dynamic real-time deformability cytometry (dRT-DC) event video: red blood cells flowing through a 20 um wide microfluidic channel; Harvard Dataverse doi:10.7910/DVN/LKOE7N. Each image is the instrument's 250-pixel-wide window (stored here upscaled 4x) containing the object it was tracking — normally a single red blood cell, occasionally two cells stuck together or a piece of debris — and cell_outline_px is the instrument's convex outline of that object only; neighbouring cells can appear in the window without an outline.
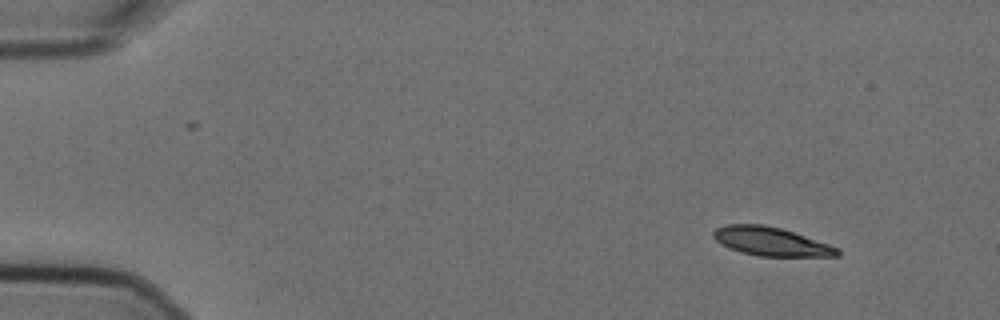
{"species": "Egyptian fruit bat (a non-hibernating species)", "species_latin": "Rousettus aegyptiacus", "temperature_condition": "cold", "stored_images_in_passage": 4, "camera_frame_rate_fps": 3000, "um_per_image_px": 0.085, "animal": {"sex": "female"}, "frame": {"image": 1, "passage_image": 1, "time_ms": 0.0, "image_size_px": [1000, 320], "cell_outline_px": [[840, 256], [760, 256], [740, 252], [728, 248], [720, 244], [712, 236], [712, 232], [716, 228], [728, 224], [764, 224], [780, 228], [840, 248]], "centroid_in_image_um": [65.5, 20.53], "position_along_channel_um": 19.5, "area_um2": 20.63}}
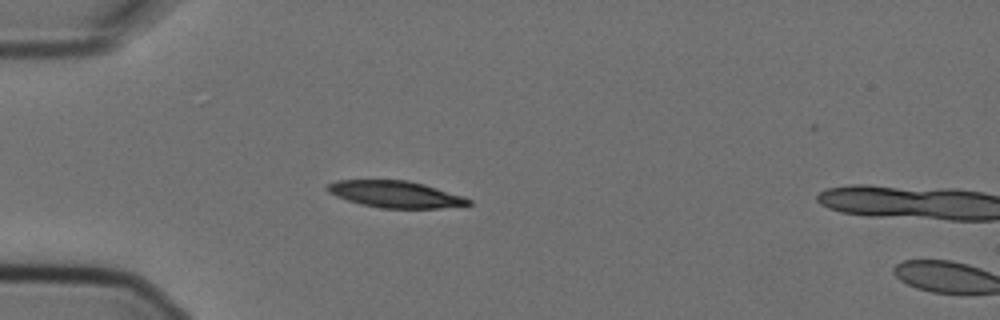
{"frame": {"image": 2, "passage_image": 3, "time_ms": 0.667, "image_size_px": [1000, 320], "cell_outline_px": [[472, 204], [440, 208], [380, 208], [360, 204], [336, 196], [328, 192], [324, 188], [328, 184], [336, 180], [408, 180], [424, 184], [464, 196], [472, 200]], "centroid_in_image_um": [33.6, 16.51], "position_along_channel_um": 51.4, "area_um2": 22.02}}